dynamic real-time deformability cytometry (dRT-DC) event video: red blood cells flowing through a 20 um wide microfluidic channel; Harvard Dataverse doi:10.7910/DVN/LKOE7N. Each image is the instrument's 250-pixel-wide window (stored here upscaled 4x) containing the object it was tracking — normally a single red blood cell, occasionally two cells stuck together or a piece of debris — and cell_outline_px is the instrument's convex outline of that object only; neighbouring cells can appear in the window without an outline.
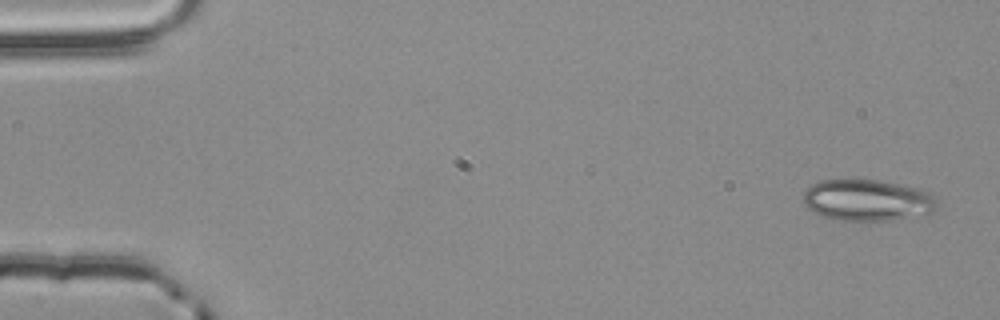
{"species": "common noctule bat (a hibernating species)", "species_latin": "Nyctalus noctula", "temperature_condition": "room temperature", "stored_images_in_passage": 4, "camera_frame_rate_fps": 3000, "um_per_image_px": 0.085, "animal": {"sex": "male", "body_mass_g": 20.4}, "frame": {"image": 1, "passage_image": 1, "time_ms": 0.0, "image_size_px": [1000, 320], "cell_outline_px": [[940, 208], [932, 212], [892, 220], [836, 220], [812, 212], [804, 204], [804, 192], [812, 184], [820, 180], [880, 180], [920, 188], [936, 196]], "centroid_in_image_um": [73.77, 17.01], "position_along_channel_um": 11.2, "area_um2": 32.43}}